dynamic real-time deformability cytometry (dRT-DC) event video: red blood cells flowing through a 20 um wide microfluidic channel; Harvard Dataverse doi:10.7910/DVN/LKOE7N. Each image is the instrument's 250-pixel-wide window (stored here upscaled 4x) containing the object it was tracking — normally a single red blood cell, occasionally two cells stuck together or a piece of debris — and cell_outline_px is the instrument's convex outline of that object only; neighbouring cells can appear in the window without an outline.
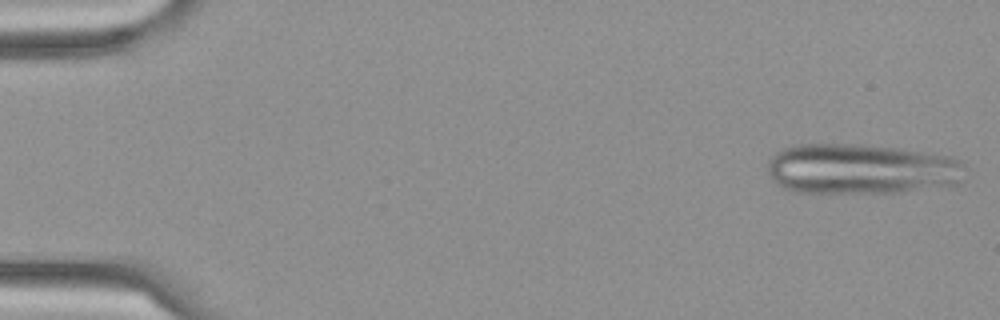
{"species": "Egyptian fruit bat (a non-hibernating species)", "species_latin": "Rousettus aegyptiacus", "temperature_condition": "cold", "stored_images_in_passage": 6, "camera_frame_rate_fps": 3000, "um_per_image_px": 0.085, "frame": {"image": 1, "passage_image": 1, "time_ms": 0.0, "image_size_px": [1000, 320], "cell_outline_px": [[964, 164], [960, 180], [956, 184], [900, 192], [800, 192], [784, 188], [776, 184], [772, 180], [768, 172], [768, 160], [776, 152], [784, 148], [800, 144], [860, 144], [896, 148], [948, 156]], "centroid_in_image_um": [73.13, 14.36], "position_along_channel_um": 11.9, "area_um2": 57.51}}